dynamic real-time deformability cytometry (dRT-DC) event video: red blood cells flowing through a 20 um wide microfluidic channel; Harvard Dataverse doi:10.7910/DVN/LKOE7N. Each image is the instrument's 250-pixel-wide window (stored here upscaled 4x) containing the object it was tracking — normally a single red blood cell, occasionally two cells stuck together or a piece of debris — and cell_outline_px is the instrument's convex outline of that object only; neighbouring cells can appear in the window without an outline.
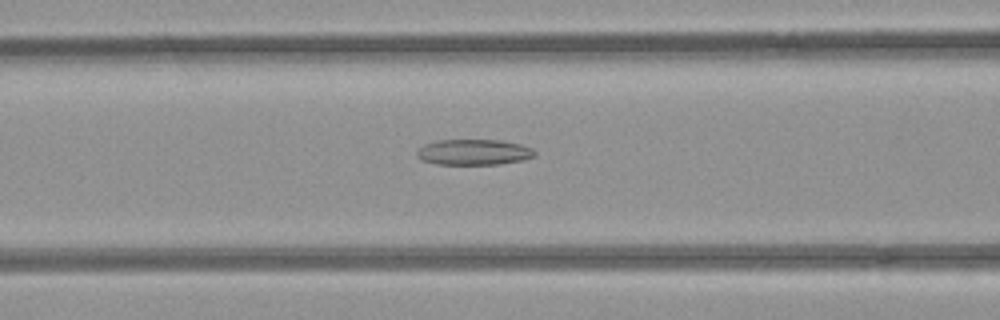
{"species": "common noctule bat (a hibernating species)", "species_latin": "Nyctalus noctula", "temperature_condition": "room temperature", "stored_images_in_passage": 53, "camera_frame_rate_fps": 3000, "um_per_image_px": 0.085, "animal": {"sex": "female", "body_mass_g": 21.9}, "frame": {"image": 1, "passage_image": 22, "time_ms": 7.0, "image_size_px": [1000, 320], "cell_outline_px": [[536, 156], [524, 160], [500, 164], [436, 164], [424, 160], [416, 156], [416, 152], [424, 144], [436, 140], [500, 140], [520, 144], [532, 148], [536, 152]], "centroid_in_image_um": [40.3, 12.93], "position_along_channel_um": 126.3, "area_um2": 17.69}}
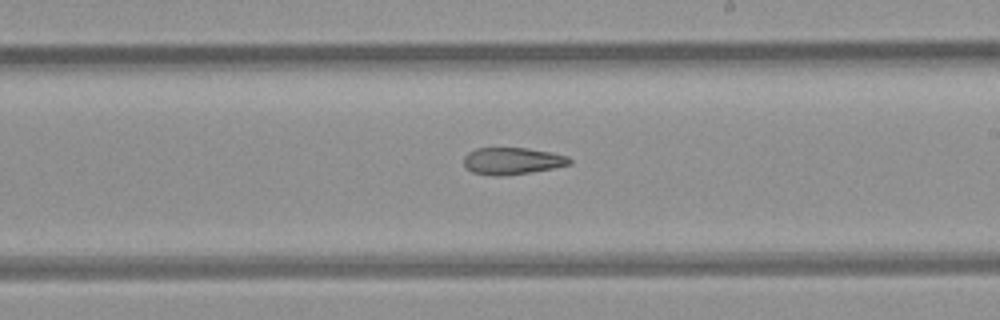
{"frame": {"image": 2, "passage_image": 31, "time_ms": 10.0, "image_size_px": [1000, 320], "cell_outline_px": [[572, 164], [552, 168], [504, 176], [496, 176], [472, 172], [464, 164], [464, 156], [468, 152], [476, 148], [528, 148], [552, 152], [568, 156], [572, 160]], "centroid_in_image_um": [43.56, 13.67], "position_along_channel_um": 245.4, "area_um2": 16.59}}
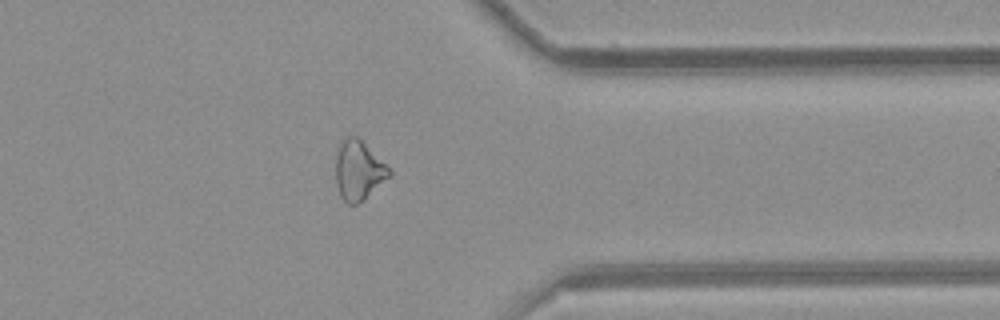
{"frame": {"image": 3, "passage_image": 42, "time_ms": 13.667, "image_size_px": [1000, 320], "cell_outline_px": [[392, 176], [356, 204], [348, 204], [340, 196], [336, 184], [336, 152], [344, 136], [356, 136], [392, 172]], "centroid_in_image_um": [30.44, 14.49], "position_along_channel_um": 381.0, "area_um2": 18.09}}